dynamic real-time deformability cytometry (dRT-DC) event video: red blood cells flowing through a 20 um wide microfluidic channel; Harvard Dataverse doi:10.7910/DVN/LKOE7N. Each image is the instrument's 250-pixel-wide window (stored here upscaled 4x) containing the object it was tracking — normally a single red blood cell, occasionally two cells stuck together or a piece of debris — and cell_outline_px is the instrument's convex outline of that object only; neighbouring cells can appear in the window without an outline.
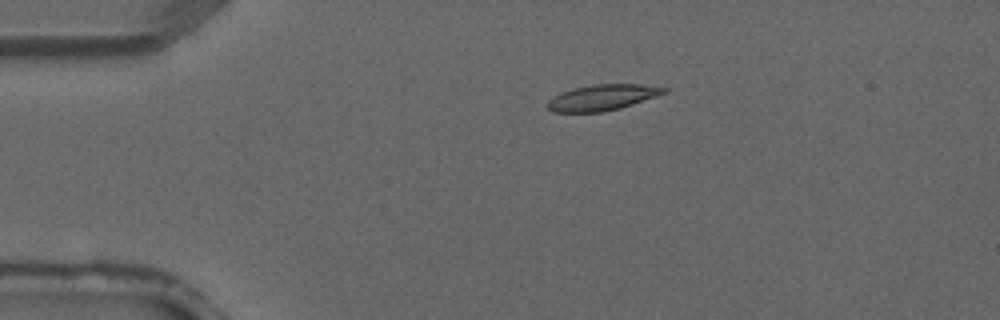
{"species": "common noctule bat (a hibernating species)", "species_latin": "Nyctalus noctula", "temperature_condition": "warm", "stored_images_in_passage": 2, "camera_frame_rate_fps": 3000, "um_per_image_px": 0.085, "animal": {"sex": "male", "forearm_length_mm": 52.5}, "frame": {"image": 1, "passage_image": 1, "time_ms": 0.0, "image_size_px": [1000, 320], "cell_outline_px": [[668, 92], [620, 108], [600, 112], [552, 112], [548, 108], [548, 100], [560, 92], [572, 88], [592, 84], [640, 84], [668, 88]], "centroid_in_image_um": [51.18, 8.27], "position_along_channel_um": 33.8, "area_um2": 17.51}}